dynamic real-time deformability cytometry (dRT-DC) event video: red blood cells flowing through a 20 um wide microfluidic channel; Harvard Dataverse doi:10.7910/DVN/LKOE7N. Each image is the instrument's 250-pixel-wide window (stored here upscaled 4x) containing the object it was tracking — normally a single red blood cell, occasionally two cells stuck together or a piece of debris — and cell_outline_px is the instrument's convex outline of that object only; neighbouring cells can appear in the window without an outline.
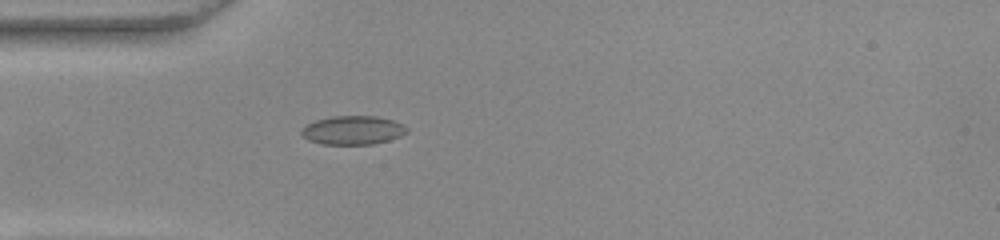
{"species": "common noctule bat (a hibernating species)", "species_latin": "Nyctalus noctula", "temperature_condition": "warm", "stored_images_in_passage": 38, "camera_frame_rate_fps": 3000, "um_per_image_px": 0.085, "animal": {"sex": "female", "body_mass_g": 22.0, "forearm_length_mm": 56.7}, "frame": {"image": 1, "passage_image": 1, "time_ms": 0.0, "image_size_px": [1000, 240], "cell_outline_px": [[408, 132], [400, 136], [388, 140], [372, 144], [324, 144], [308, 140], [300, 132], [308, 124], [316, 120], [332, 116], [376, 116], [392, 120], [404, 124], [408, 128]], "centroid_in_image_um": [30.03, 11.06], "position_along_channel_um": 55.0, "area_um2": 17.51}}
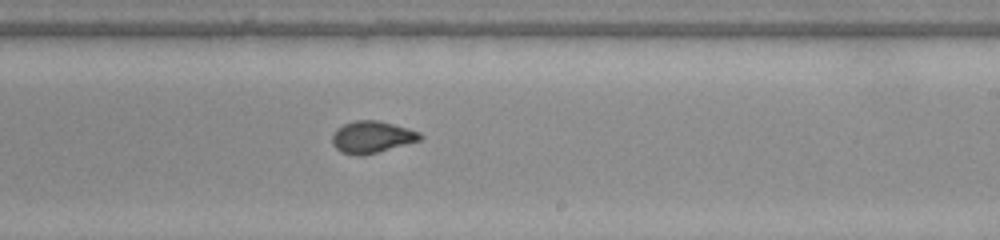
{"frame": {"image": 2, "passage_image": 17, "time_ms": 5.333, "image_size_px": [1000, 240], "cell_outline_px": [[424, 136], [420, 140], [376, 152], [360, 156], [356, 156], [340, 152], [332, 144], [332, 136], [344, 124], [356, 120], [380, 120], [408, 128], [420, 132]], "centroid_in_image_um": [31.62, 11.64], "position_along_channel_um": 257.4, "area_um2": 16.18}}
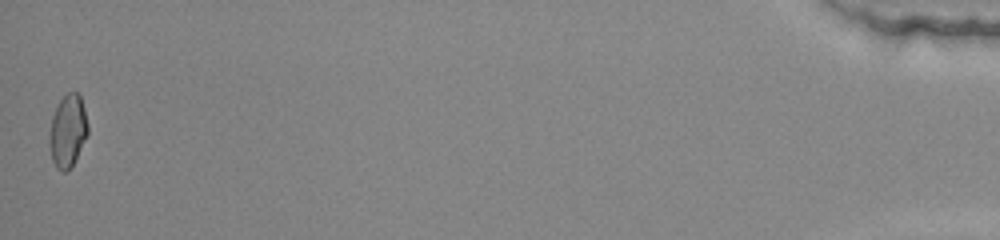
{"frame": {"image": 3, "passage_image": 38, "time_ms": 12.333, "image_size_px": [1000, 240], "cell_outline_px": [[88, 132], [72, 164], [64, 172], [60, 172], [56, 168], [52, 160], [52, 116], [60, 100], [68, 92], [76, 92], [80, 96], [84, 108], [88, 124]], "centroid_in_image_um": [5.79, 11.09], "position_along_channel_um": 429.4, "area_um2": 15.32}}